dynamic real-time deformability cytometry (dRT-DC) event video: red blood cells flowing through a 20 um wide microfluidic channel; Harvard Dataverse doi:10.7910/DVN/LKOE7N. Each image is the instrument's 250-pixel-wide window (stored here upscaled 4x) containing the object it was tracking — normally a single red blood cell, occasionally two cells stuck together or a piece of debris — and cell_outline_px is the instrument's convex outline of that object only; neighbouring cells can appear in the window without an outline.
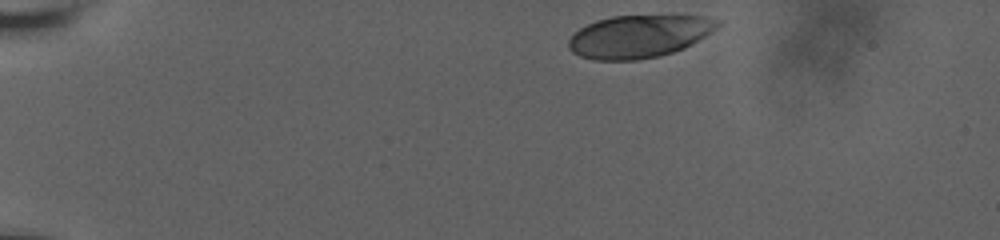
{"species": "human", "species_latin": "Homo sapiens", "temperature_condition": "room temperature", "stored_images_in_passage": 40, "camera_frame_rate_fps": 3000, "um_per_image_px": 0.085, "donor": {"sex": "male"}, "frame": {"image": 1, "passage_image": 1, "time_ms": 0.0, "image_size_px": [1000, 240], "cell_outline_px": [[720, 24], [712, 32], [684, 48], [660, 56], [636, 60], [592, 60], [580, 56], [572, 52], [568, 48], [568, 40], [580, 28], [596, 20], [612, 16], [700, 16], [720, 20]], "centroid_in_image_um": [54.29, 3.1], "position_along_channel_um": 30.7, "area_um2": 36.88}}
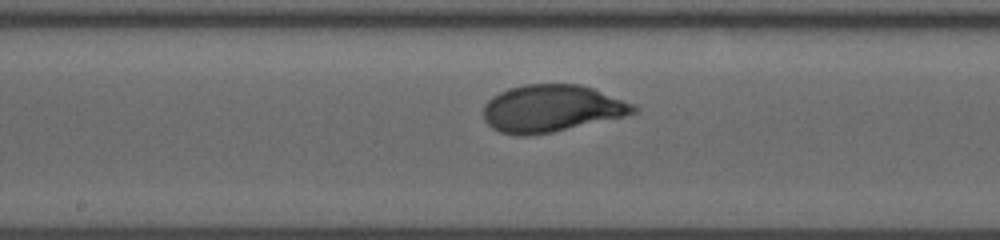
{"frame": {"image": 2, "passage_image": 23, "time_ms": 7.333, "image_size_px": [1000, 240], "cell_outline_px": [[640, 112], [628, 116], [552, 132], [528, 136], [516, 136], [500, 132], [492, 128], [484, 120], [484, 104], [492, 96], [508, 88], [524, 84], [580, 84], [592, 88], [636, 104], [640, 108]], "centroid_in_image_um": [46.93, 9.22], "position_along_channel_um": 201.3, "area_um2": 41.79}}
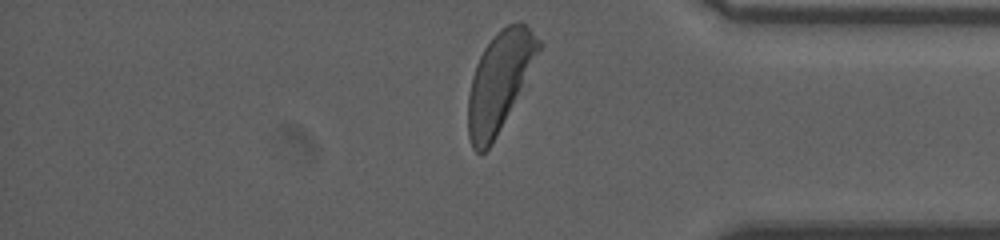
{"frame": {"image": 3, "passage_image": 40, "time_ms": 13.0, "image_size_px": [1000, 240], "cell_outline_px": [[544, 44], [492, 144], [480, 156], [472, 148], [468, 136], [468, 96], [472, 76], [476, 64], [484, 48], [496, 32], [508, 24], [516, 20], [520, 20]], "centroid_in_image_um": [42.44, 6.91], "position_along_channel_um": 392.8, "area_um2": 40.17}, "authors_computed_cell_mechanics": {"area_um2": 40.749, "velocity_mm_per_s": 3.6074, "shape_relaxation_time_tau1_ms": 3.4788, "shape_relaxation_time_tau2_ms": null, "deformation_change_tau1": 0.1742, "deformation_change_tau2": null}}